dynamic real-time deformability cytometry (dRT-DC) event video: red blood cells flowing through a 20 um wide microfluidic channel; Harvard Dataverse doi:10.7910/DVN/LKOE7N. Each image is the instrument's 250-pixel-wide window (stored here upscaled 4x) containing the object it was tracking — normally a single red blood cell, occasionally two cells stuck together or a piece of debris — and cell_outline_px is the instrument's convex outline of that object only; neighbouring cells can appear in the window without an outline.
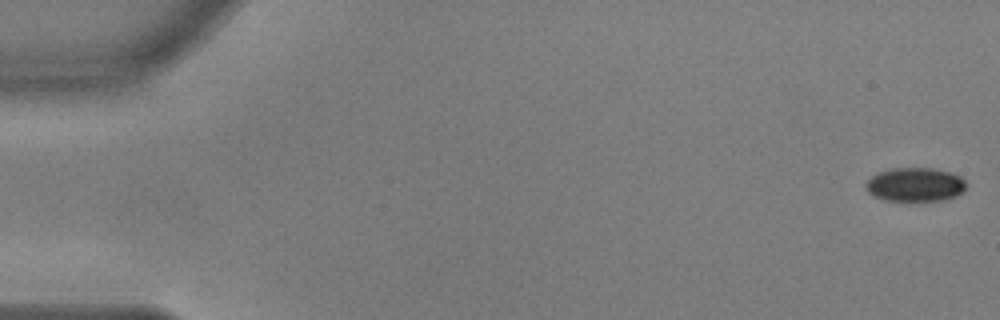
{"species": "common noctule bat (a hibernating species)", "species_latin": "Nyctalus noctula", "temperature_condition": "warm", "stored_images_in_passage": 17, "camera_frame_rate_fps": 3000, "um_per_image_px": 0.085, "animal": {"sex": "male", "body_mass_g": 17.9, "forearm_length_mm": 54.2}, "frame": {"image": 1, "passage_image": 1, "time_ms": 0.0, "image_size_px": [1000, 320], "cell_outline_px": [[968, 184], [964, 192], [956, 196], [944, 200], [880, 200], [872, 196], [864, 188], [864, 184], [872, 176], [880, 172], [892, 168], [932, 168], [948, 172], [960, 176]], "centroid_in_image_um": [77.78, 15.7], "position_along_channel_um": 7.2, "area_um2": 19.94}}
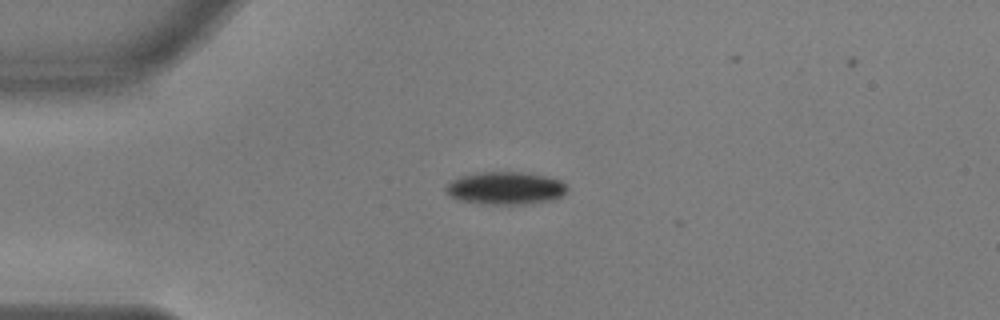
{"frame": {"image": 2, "passage_image": 14, "time_ms": 4.333, "image_size_px": [1000, 320], "cell_outline_px": [[568, 192], [552, 200], [532, 204], [480, 204], [460, 200], [452, 196], [448, 192], [448, 184], [452, 180], [464, 176], [484, 172], [520, 172], [544, 176], [560, 180], [568, 188]], "centroid_in_image_um": [43.03, 16.01], "position_along_channel_um": 42.0, "area_um2": 22.77}}